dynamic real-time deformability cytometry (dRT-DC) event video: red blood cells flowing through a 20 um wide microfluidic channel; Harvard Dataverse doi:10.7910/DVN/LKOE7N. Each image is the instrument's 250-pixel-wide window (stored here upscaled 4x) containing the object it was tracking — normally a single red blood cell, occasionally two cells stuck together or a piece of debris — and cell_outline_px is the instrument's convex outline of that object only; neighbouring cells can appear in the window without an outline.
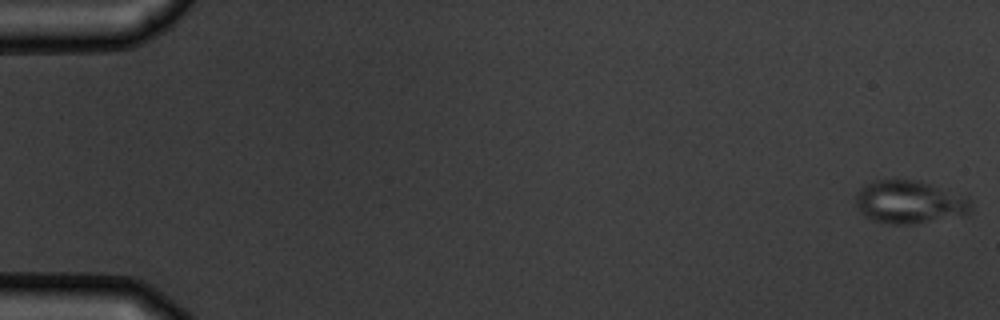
{"species": "common noctule bat (a hibernating species)", "species_latin": "Nyctalus noctula", "temperature_condition": "warm", "stored_images_in_passage": 8, "camera_frame_rate_fps": 3000, "um_per_image_px": 0.085, "animal": {"sex": "male", "body_mass_g": 19.5, "forearm_length_mm": 54.6}, "frame": {"image": 1, "passage_image": 1, "time_ms": 0.0, "image_size_px": [1000, 320], "cell_outline_px": [[972, 212], [964, 216], [912, 224], [892, 224], [876, 220], [864, 216], [860, 212], [856, 204], [856, 192], [860, 188], [872, 180], [916, 180], [968, 196], [972, 204]], "centroid_in_image_um": [77.35, 17.18], "position_along_channel_um": 7.7, "area_um2": 29.07}}